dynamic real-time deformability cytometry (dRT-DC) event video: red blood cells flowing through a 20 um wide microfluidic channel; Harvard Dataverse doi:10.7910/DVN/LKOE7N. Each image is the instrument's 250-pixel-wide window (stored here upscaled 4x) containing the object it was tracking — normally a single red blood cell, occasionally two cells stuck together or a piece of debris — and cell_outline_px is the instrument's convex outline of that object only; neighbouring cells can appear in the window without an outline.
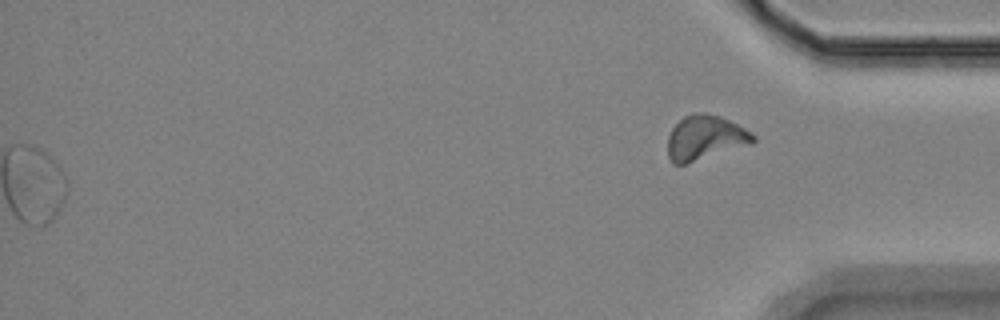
{"species": "Egyptian fruit bat (a non-hibernating species)", "species_latin": "Rousettus aegyptiacus", "temperature_condition": "room temperature", "stored_images_in_passage": 51, "segment_of_instrument_passage": [2, 2], "camera_frame_rate_fps": 3000, "um_per_image_px": 0.085, "animal": {"sex": "female"}, "frame": {"image": 1, "passage_image": 51, "time_ms": 16.667, "image_size_px": [1000, 320], "cell_outline_px": [[756, 140], [752, 144], [684, 164], [672, 164], [668, 156], [668, 136], [672, 128], [684, 116], [692, 112], [704, 112], [720, 116], [744, 128], [756, 136]], "centroid_in_image_um": [59.92, 11.7], "position_along_channel_um": 375.3, "area_um2": 22.14}}